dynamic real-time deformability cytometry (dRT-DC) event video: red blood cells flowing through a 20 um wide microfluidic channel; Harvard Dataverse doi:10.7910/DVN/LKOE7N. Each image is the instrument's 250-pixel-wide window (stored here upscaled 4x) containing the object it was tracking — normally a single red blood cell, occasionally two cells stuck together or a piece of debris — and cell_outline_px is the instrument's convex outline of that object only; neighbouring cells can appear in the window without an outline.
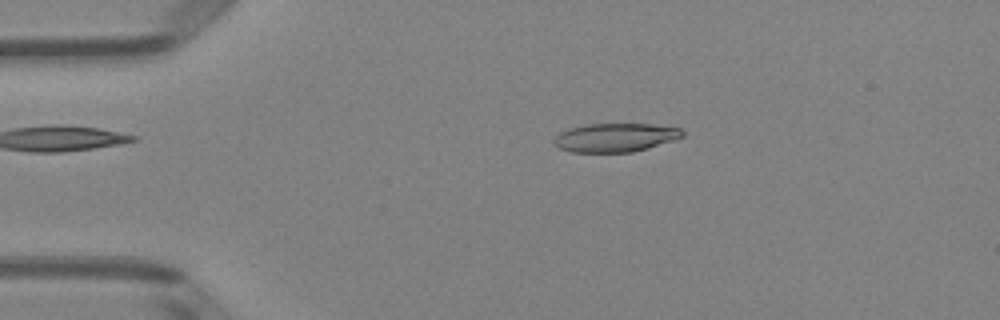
{"species": "Egyptian fruit bat (a non-hibernating species)", "species_latin": "Rousettus aegyptiacus", "temperature_condition": "room temperature", "stored_images_in_passage": 49, "camera_frame_rate_fps": 3000, "um_per_image_px": 0.085, "animal": {"sex": "female"}, "frame": {"image": 1, "passage_image": 9, "time_ms": 2.667, "image_size_px": [1000, 320], "cell_outline_px": [[684, 136], [648, 148], [632, 152], [572, 152], [560, 148], [552, 140], [560, 132], [572, 128], [588, 124], [652, 124], [680, 128], [684, 132]], "centroid_in_image_um": [52.31, 11.69], "position_along_channel_um": 32.7, "area_um2": 21.21}}
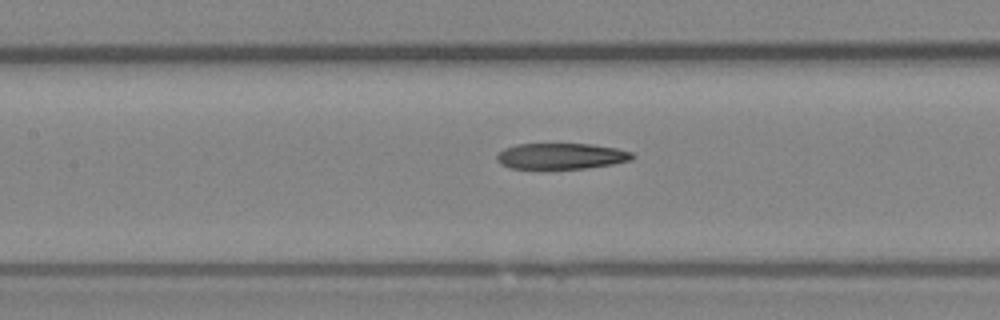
{"frame": {"image": 2, "passage_image": 22, "time_ms": 7.0, "image_size_px": [1000, 320], "cell_outline_px": [[636, 156], [632, 160], [612, 164], [588, 168], [508, 168], [500, 164], [496, 160], [496, 156], [504, 148], [516, 144], [592, 144], [616, 148], [632, 152]], "centroid_in_image_um": [47.71, 13.26], "position_along_channel_um": 159.7, "area_um2": 20.52}}
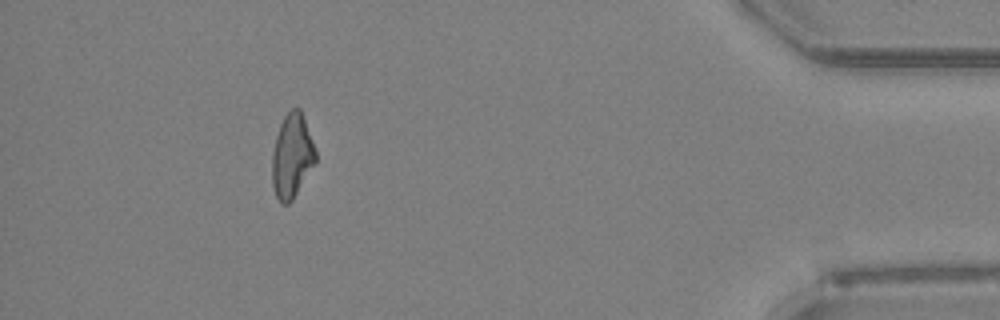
{"frame": {"image": 3, "passage_image": 45, "time_ms": 14.667, "image_size_px": [1000, 320], "cell_outline_px": [[316, 164], [292, 200], [288, 204], [280, 204], [276, 196], [272, 184], [272, 152], [276, 136], [280, 124], [284, 116], [292, 108], [300, 108], [312, 140], [316, 152]], "centroid_in_image_um": [24.81, 13.29], "position_along_channel_um": 410.4, "area_um2": 21.39}, "authors_computed_cell_mechanics": {"area_um2": 21.7906, "velocity_mm_per_s": 4.0016, "shape_relaxation_time_tau1_ms": null, "shape_relaxation_time_tau2_ms": 6.3978, "deformation_change_tau1": null, "deformation_change_tau2": 0.2016}}